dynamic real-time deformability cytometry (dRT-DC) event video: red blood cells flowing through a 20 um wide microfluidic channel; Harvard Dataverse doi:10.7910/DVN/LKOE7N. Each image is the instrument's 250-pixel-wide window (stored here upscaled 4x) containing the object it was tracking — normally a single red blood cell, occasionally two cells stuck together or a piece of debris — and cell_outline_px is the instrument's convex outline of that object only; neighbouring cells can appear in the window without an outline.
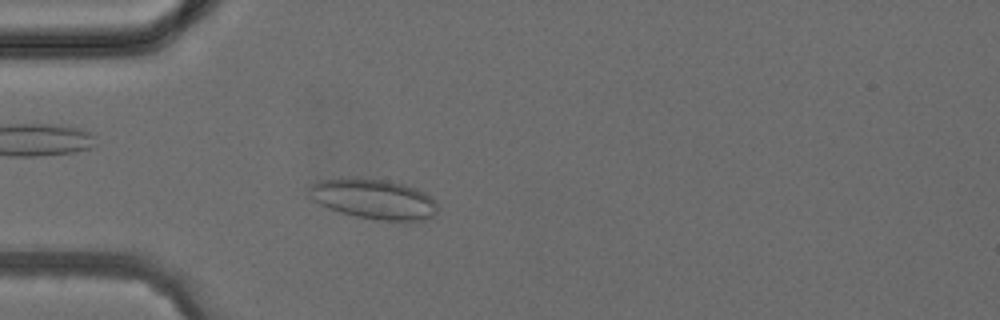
{"species": "common noctule bat (a hibernating species)", "species_latin": "Nyctalus noctula", "temperature_condition": "cold", "stored_images_in_passage": 2, "camera_frame_rate_fps": 3000, "um_per_image_px": 0.085, "animal": {"sex": "female", "body_mass_g": 24.6, "forearm_length_mm": 56.2}, "frame": {"image": 1, "passage_image": 2, "time_ms": 1.333, "image_size_px": [1000, 320], "cell_outline_px": [[436, 212], [432, 216], [420, 220], [376, 220], [356, 216], [340, 212], [328, 208], [320, 204], [316, 200], [308, 188], [312, 184], [320, 180], [352, 176], [384, 180], [404, 184], [416, 188], [424, 192], [436, 200]], "centroid_in_image_um": [31.77, 16.89], "position_along_channel_um": 53.2, "area_um2": 29.82}}